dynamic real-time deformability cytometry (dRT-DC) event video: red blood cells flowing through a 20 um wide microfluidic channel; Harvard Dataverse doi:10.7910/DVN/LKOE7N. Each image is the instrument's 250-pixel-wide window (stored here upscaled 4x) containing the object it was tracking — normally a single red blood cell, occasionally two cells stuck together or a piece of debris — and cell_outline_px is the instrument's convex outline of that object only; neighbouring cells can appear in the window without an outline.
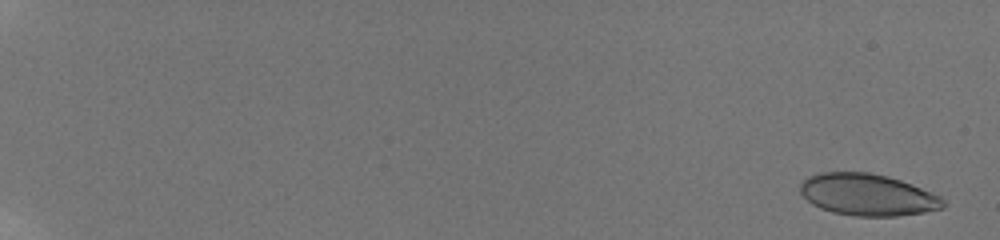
{"species": "human", "species_latin": "Homo sapiens", "temperature_condition": "room temperature", "stored_images_in_passage": 25, "camera_frame_rate_fps": 3000, "um_per_image_px": 0.085, "donor": {"sex": "male"}, "frame": {"image": 1, "passage_image": 2, "time_ms": 0.333, "image_size_px": [1000, 240], "cell_outline_px": [[944, 208], [924, 212], [896, 216], [852, 216], [832, 212], [820, 208], [812, 204], [800, 192], [800, 184], [808, 176], [820, 172], [868, 172], [888, 176], [900, 180], [940, 196], [944, 200]], "centroid_in_image_um": [73.72, 16.55], "position_along_channel_um": 11.3, "area_um2": 34.74}}
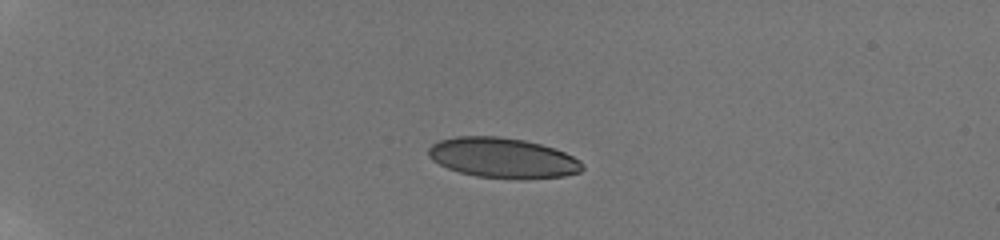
{"frame": {"image": 2, "passage_image": 12, "time_ms": 5.333, "image_size_px": [1000, 240], "cell_outline_px": [[584, 168], [580, 172], [564, 176], [520, 180], [476, 176], [460, 172], [448, 168], [432, 160], [428, 156], [428, 148], [432, 144], [440, 140], [456, 136], [500, 136], [524, 140], [556, 148], [580, 160], [584, 164]], "centroid_in_image_um": [42.76, 13.42], "position_along_channel_um": 42.2, "area_um2": 36.36}}
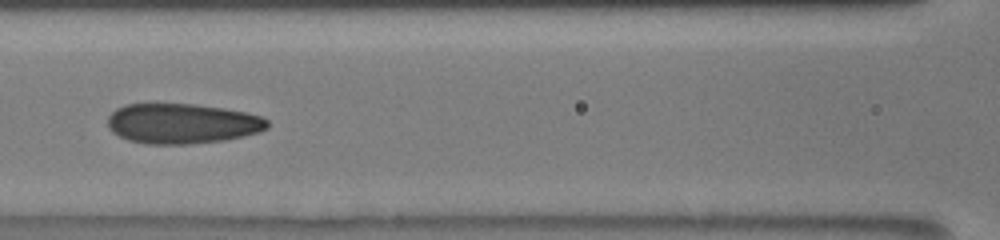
{"frame": {"image": 3, "passage_image": 23, "time_ms": 10.0, "image_size_px": [1000, 240], "cell_outline_px": [[268, 128], [260, 132], [244, 136], [224, 140], [188, 144], [148, 144], [128, 140], [112, 132], [108, 128], [108, 116], [116, 108], [124, 104], [156, 100], [196, 104], [224, 108], [264, 116], [268, 120]], "centroid_in_image_um": [15.44, 10.45], "position_along_channel_um": 151.2, "area_um2": 38.61}}